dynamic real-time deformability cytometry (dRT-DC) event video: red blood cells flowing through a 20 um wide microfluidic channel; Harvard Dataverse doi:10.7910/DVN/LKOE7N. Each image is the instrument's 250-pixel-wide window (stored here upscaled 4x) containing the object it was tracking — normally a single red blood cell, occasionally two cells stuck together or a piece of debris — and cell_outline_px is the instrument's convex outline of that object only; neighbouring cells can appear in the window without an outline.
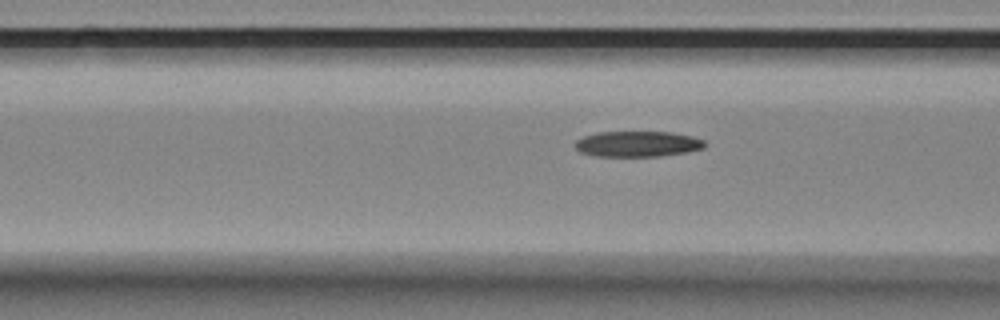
{"species": "Egyptian fruit bat (a non-hibernating species)", "species_latin": "Rousettus aegyptiacus", "temperature_condition": "room temperature", "stored_images_in_passage": 39, "camera_frame_rate_fps": 3000, "um_per_image_px": 0.085, "animal": {"sex": "female"}, "frame": {"image": 1, "passage_image": 15, "time_ms": 4.667, "image_size_px": [1000, 320], "cell_outline_px": [[708, 144], [704, 148], [688, 152], [660, 156], [596, 156], [580, 152], [576, 148], [576, 140], [584, 136], [596, 132], [672, 132], [692, 136], [704, 140]], "centroid_in_image_um": [54.24, 12.23], "position_along_channel_um": 112.4, "area_um2": 19.48}}
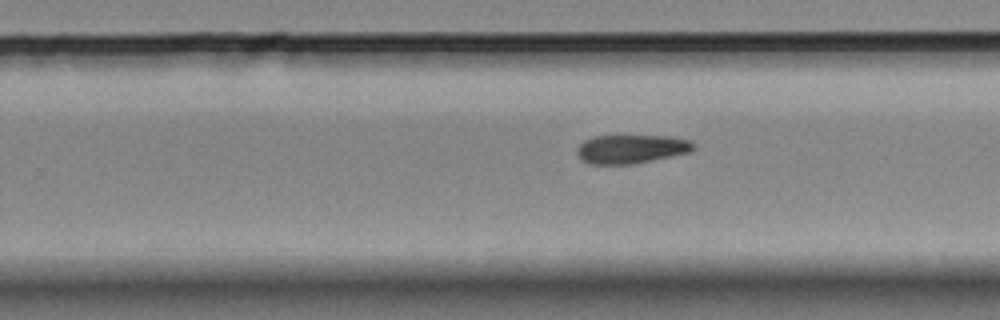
{"frame": {"image": 2, "passage_image": 29, "time_ms": 9.333, "image_size_px": [1000, 320], "cell_outline_px": [[696, 148], [692, 152], [632, 164], [588, 164], [580, 160], [576, 152], [576, 148], [584, 140], [592, 136], [668, 136], [692, 140], [696, 144]], "centroid_in_image_um": [53.66, 12.66], "position_along_channel_um": 276.1, "area_um2": 19.83}}
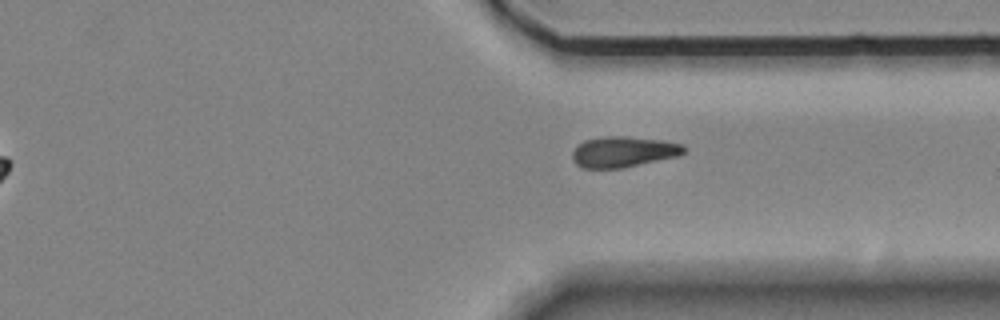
{"frame": {"image": 3, "passage_image": 36, "time_ms": 11.667, "image_size_px": [1000, 320], "cell_outline_px": [[688, 148], [684, 152], [676, 156], [620, 168], [580, 168], [572, 160], [572, 152], [584, 140], [604, 136], [624, 136], [664, 140], [684, 144]], "centroid_in_image_um": [52.98, 12.89], "position_along_channel_um": 358.4, "area_um2": 19.94}}